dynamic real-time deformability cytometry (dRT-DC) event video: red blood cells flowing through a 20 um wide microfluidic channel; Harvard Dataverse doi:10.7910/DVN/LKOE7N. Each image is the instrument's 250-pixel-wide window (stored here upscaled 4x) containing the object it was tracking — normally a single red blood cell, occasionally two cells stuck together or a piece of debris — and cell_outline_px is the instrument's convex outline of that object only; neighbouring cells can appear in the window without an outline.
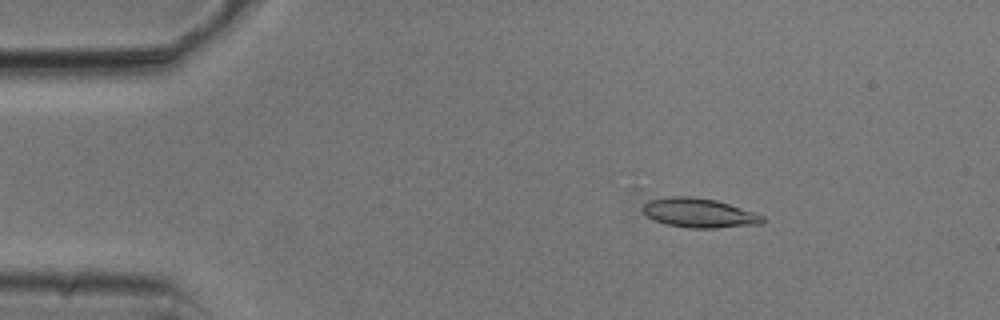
{"species": "common noctule bat (a hibernating species)", "species_latin": "Nyctalus noctula", "temperature_condition": "cold", "stored_images_in_passage": 53, "camera_frame_rate_fps": 3000, "um_per_image_px": 0.085, "animal": {"sex": "male", "body_mass_g": 20.5, "forearm_length_mm": 52.5}, "frame": {"image": 1, "passage_image": 8, "time_ms": 2.333, "image_size_px": [1000, 320], "cell_outline_px": [[764, 220], [760, 224], [716, 228], [688, 228], [668, 224], [656, 220], [648, 216], [640, 208], [644, 204], [652, 200], [672, 196], [692, 196], [716, 200], [764, 216]], "centroid_in_image_um": [59.42, 18.1], "position_along_channel_um": 25.6, "area_um2": 20.11}}
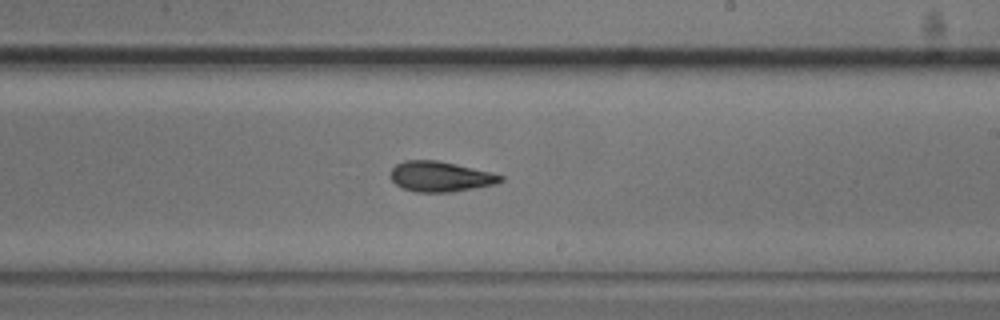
{"frame": {"image": 2, "passage_image": 31, "time_ms": 10.0, "image_size_px": [1000, 320], "cell_outline_px": [[504, 180], [496, 184], [452, 192], [416, 192], [400, 188], [388, 176], [392, 168], [396, 164], [404, 160], [436, 160], [456, 164], [504, 176]], "centroid_in_image_um": [37.38, 15.01], "position_along_channel_um": 251.6, "area_um2": 19.48}}
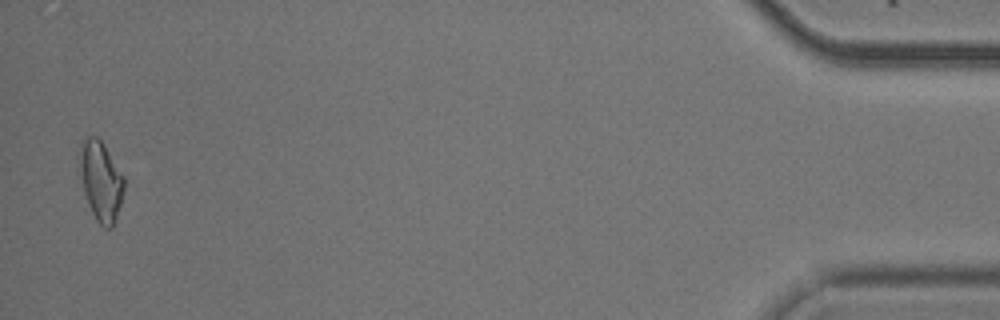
{"frame": {"image": 3, "passage_image": 52, "time_ms": 17.0, "image_size_px": [1000, 320], "cell_outline_px": [[124, 192], [116, 220], [112, 228], [104, 228], [96, 220], [88, 204], [84, 192], [80, 168], [80, 144], [88, 136], [96, 136], [104, 144], [124, 176]], "centroid_in_image_um": [8.6, 15.4], "position_along_channel_um": 426.6, "area_um2": 20.52}, "authors_computed_cell_mechanics": {"area_um2": 19.5942, "velocity_mm_per_s": 3.781, "shape_relaxation_time_tau1_ms": 6.1501, "shape_relaxation_time_tau2_ms": 3.4381, "deformation_change_tau1": 0.1602, "deformation_change_tau2": 0.1041}}